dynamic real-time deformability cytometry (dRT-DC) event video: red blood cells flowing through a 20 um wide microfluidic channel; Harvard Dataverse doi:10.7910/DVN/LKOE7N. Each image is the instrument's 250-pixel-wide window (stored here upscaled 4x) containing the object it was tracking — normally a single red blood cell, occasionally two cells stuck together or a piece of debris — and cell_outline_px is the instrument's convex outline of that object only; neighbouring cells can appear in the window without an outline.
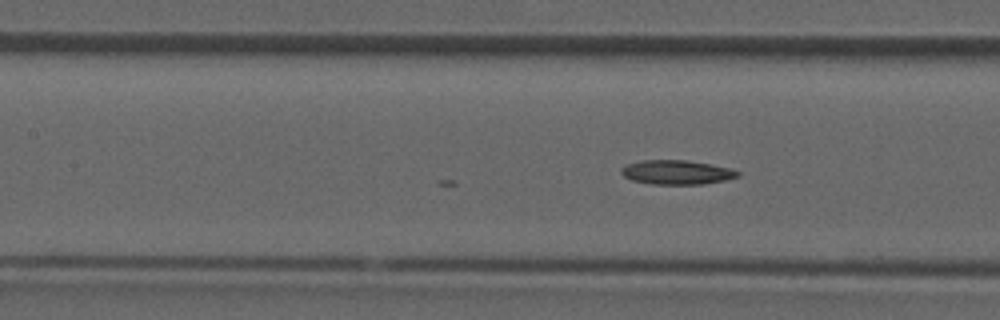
{"species": "common noctule bat (a hibernating species)", "species_latin": "Nyctalus noctula", "temperature_condition": "room temperature", "stored_images_in_passage": 16, "camera_frame_rate_fps": 3000, "um_per_image_px": 0.085, "animal": {"sex": "male", "forearm_length_mm": 52.5}, "frame": {"image": 1, "passage_image": 16, "time_ms": 5.0, "image_size_px": [1000, 320], "cell_outline_px": [[740, 176], [724, 180], [704, 184], [652, 184], [632, 180], [624, 176], [620, 172], [620, 168], [628, 164], [644, 160], [684, 160], [732, 168], [740, 172]], "centroid_in_image_um": [57.53, 14.65], "position_along_channel_um": 149.9, "area_um2": 16.36}}